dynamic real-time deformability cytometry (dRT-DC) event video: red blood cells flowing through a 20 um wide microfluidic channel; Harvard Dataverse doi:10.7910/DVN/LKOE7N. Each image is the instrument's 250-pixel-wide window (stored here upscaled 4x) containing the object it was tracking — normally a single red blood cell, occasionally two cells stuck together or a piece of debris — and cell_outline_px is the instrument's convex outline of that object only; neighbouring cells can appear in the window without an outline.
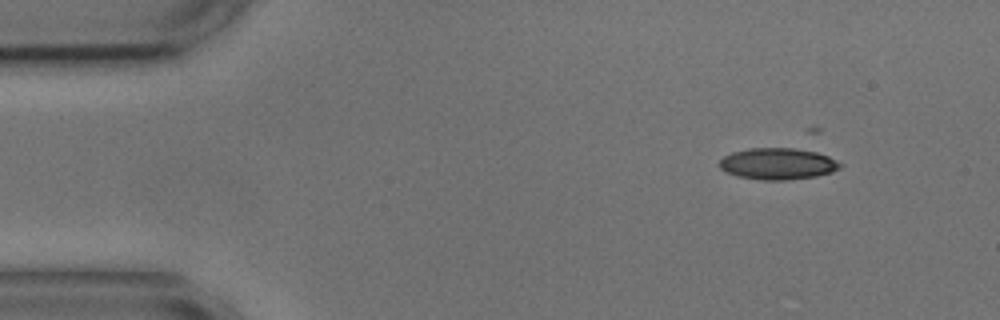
{"species": "common noctule bat (a hibernating species)", "species_latin": "Nyctalus noctula", "temperature_condition": "cold", "stored_images_in_passage": 4, "camera_frame_rate_fps": 3000, "um_per_image_px": 0.085, "animal": {"sex": "male", "body_mass_g": 17.9, "forearm_length_mm": 54.2}, "frame": {"image": 1, "passage_image": 1, "time_ms": 0.0, "image_size_px": [1000, 320], "cell_outline_px": [[844, 164], [840, 168], [832, 172], [816, 176], [788, 180], [764, 180], [736, 176], [720, 168], [720, 160], [724, 156], [732, 152], [748, 148], [808, 148], [828, 156]], "centroid_in_image_um": [66.16, 13.9], "position_along_channel_um": 18.8, "area_um2": 22.43}}